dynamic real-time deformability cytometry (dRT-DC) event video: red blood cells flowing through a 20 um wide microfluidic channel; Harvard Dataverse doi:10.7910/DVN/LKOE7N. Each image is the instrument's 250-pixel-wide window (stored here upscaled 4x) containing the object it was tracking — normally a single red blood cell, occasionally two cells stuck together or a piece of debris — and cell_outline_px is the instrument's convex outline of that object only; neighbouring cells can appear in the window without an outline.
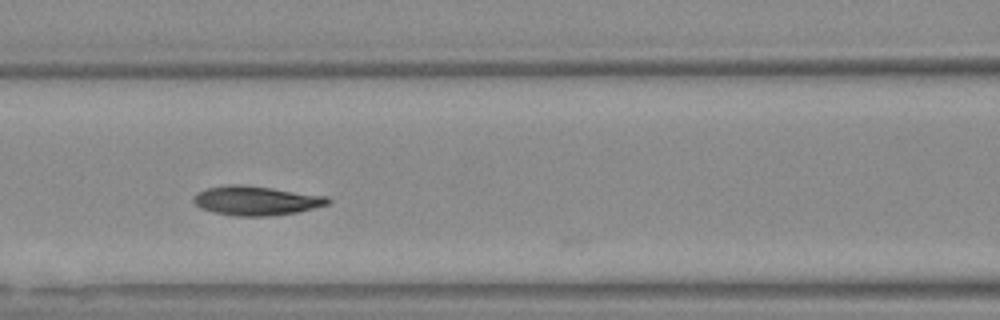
{"species": "Egyptian fruit bat (a non-hibernating species)", "species_latin": "Rousettus aegyptiacus", "temperature_condition": "warm", "stored_images_in_passage": 9, "camera_frame_rate_fps": 3000, "um_per_image_px": 0.085, "animal": {"sex": "female"}, "frame": {"image": 1, "passage_image": 8, "time_ms": 2.333, "image_size_px": [1000, 320], "cell_outline_px": [[332, 200], [328, 204], [296, 212], [268, 216], [232, 216], [200, 208], [192, 200], [200, 192], [208, 188], [228, 184], [240, 184], [328, 196]], "centroid_in_image_um": [21.78, 17.06], "position_along_channel_um": 144.8, "area_um2": 22.54}}